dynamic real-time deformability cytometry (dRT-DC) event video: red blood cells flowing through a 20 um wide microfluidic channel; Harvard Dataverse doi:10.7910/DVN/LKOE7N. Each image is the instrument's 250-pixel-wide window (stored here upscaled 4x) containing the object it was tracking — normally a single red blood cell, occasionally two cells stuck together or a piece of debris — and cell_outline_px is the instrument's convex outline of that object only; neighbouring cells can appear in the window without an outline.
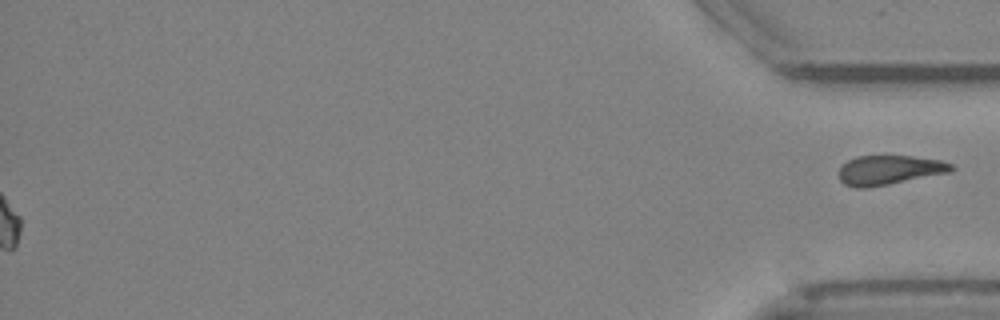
{"species": "Egyptian fruit bat (a non-hibernating species)", "species_latin": "Rousettus aegyptiacus", "temperature_condition": "cold", "stored_images_in_passage": 55, "segment_of_instrument_passage": [2, 2], "camera_frame_rate_fps": 3000, "um_per_image_px": 0.085, "animal": {"sex": "female"}, "frame": {"image": 1, "passage_image": 55, "time_ms": 18.0, "image_size_px": [1000, 320], "cell_outline_px": [[956, 168], [952, 172], [888, 184], [864, 188], [856, 188], [844, 184], [840, 180], [840, 168], [848, 160], [856, 156], [912, 156], [940, 160], [952, 164]], "centroid_in_image_um": [75.62, 14.45], "position_along_channel_um": 359.6, "area_um2": 19.19}}